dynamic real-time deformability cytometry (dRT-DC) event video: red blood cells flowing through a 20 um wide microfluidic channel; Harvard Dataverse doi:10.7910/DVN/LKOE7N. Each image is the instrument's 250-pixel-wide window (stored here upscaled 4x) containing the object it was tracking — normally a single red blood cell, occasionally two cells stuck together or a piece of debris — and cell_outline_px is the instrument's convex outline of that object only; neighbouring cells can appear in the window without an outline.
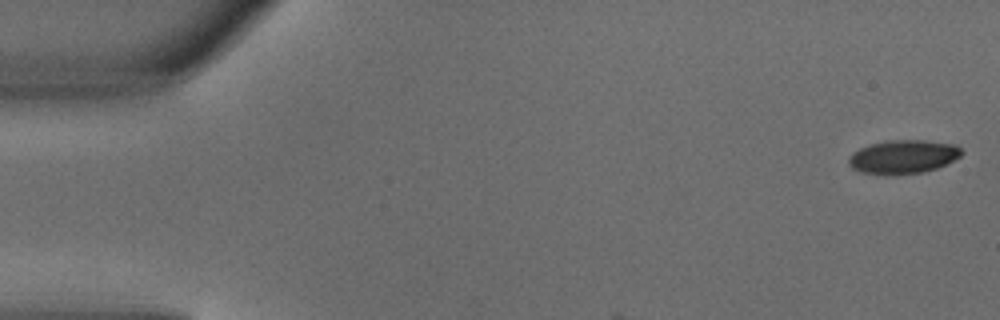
{"species": "common noctule bat (a hibernating species)", "species_latin": "Nyctalus noctula", "temperature_condition": "warm", "stored_images_in_passage": 6, "camera_frame_rate_fps": 3000, "um_per_image_px": 0.085, "animal": {"sex": "male", "body_mass_g": 18.8}, "frame": {"image": 1, "passage_image": 1, "time_ms": 0.0, "image_size_px": [1000, 320], "cell_outline_px": [[964, 152], [960, 156], [936, 168], [924, 172], [884, 176], [860, 172], [852, 168], [848, 164], [848, 156], [852, 152], [860, 148], [884, 140], [924, 140], [956, 144]], "centroid_in_image_um": [76.72, 13.33], "position_along_channel_um": 8.3, "area_um2": 22.43}}
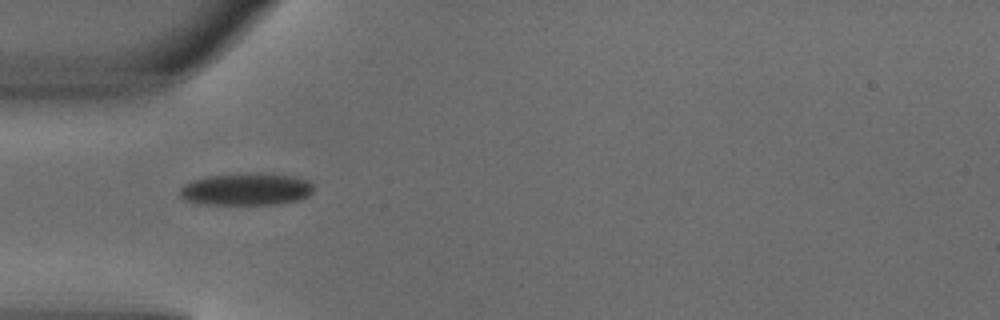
{"frame": {"image": 2, "passage_image": 4, "time_ms": 1.0, "image_size_px": [1000, 320], "cell_outline_px": [[312, 192], [308, 196], [300, 200], [280, 204], [200, 204], [184, 200], [180, 196], [180, 188], [184, 184], [192, 180], [208, 176], [236, 172], [260, 172], [296, 176], [308, 180], [312, 184]], "centroid_in_image_um": [20.94, 16.06], "position_along_channel_um": 64.1, "area_um2": 25.78}}
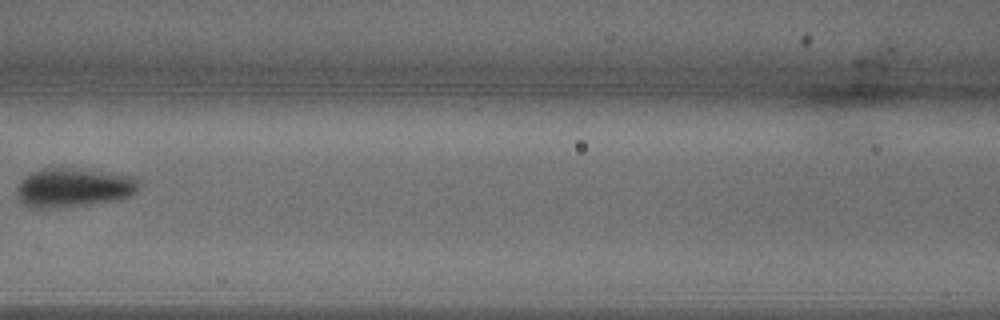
{"frame": {"image": 3, "passage_image": 6, "time_ms": 1.667, "image_size_px": [1000, 320], "cell_outline_px": [[140, 176], [136, 192], [120, 200], [56, 208], [28, 208], [20, 204], [16, 192], [16, 188], [20, 180], [24, 176], [32, 172], [44, 168], [68, 168]], "centroid_in_image_um": [6.22, 15.96], "position_along_channel_um": 160.4, "area_um2": 28.15}}